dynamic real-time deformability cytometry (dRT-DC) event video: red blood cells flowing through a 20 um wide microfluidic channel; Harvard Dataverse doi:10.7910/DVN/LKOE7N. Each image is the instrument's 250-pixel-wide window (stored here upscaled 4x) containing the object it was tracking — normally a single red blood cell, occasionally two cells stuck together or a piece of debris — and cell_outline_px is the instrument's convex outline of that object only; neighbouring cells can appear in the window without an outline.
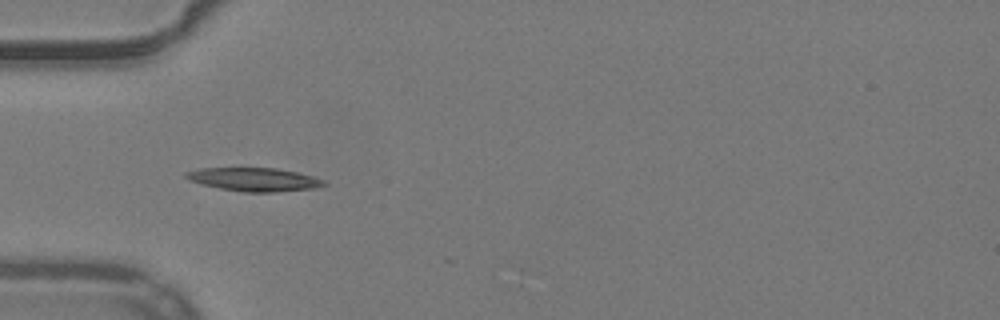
{"species": "common noctule bat (a hibernating species)", "species_latin": "Nyctalus noctula", "temperature_condition": "warm", "stored_images_in_passage": 4, "camera_frame_rate_fps": 3000, "um_per_image_px": 0.085, "animal": {"sex": "male", "body_mass_g": 19.2, "forearm_length_mm": 51.8}, "frame": {"image": 1, "passage_image": 1, "time_ms": 0.0, "image_size_px": [1000, 320], "cell_outline_px": [[328, 184], [316, 188], [276, 192], [244, 192], [220, 188], [200, 184], [188, 180], [184, 176], [184, 172], [200, 168], [276, 168], [296, 172], [312, 176], [324, 180]], "centroid_in_image_um": [21.58, 15.25], "position_along_channel_um": 63.4, "area_um2": 18.9}}